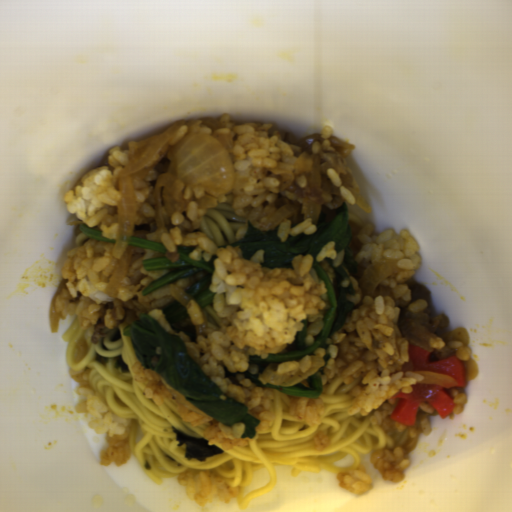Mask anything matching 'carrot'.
<instances>
[{"mask_svg":"<svg viewBox=\"0 0 512 512\" xmlns=\"http://www.w3.org/2000/svg\"><path fill=\"white\" fill-rule=\"evenodd\" d=\"M411 388L412 393L399 391L393 397L398 398V403L391 418L402 425L414 426L422 402H428L442 418L451 414L457 404L442 386L418 382L411 385Z\"/></svg>","mask_w":512,"mask_h":512,"instance_id":"1","label":"carrot"},{"mask_svg":"<svg viewBox=\"0 0 512 512\" xmlns=\"http://www.w3.org/2000/svg\"><path fill=\"white\" fill-rule=\"evenodd\" d=\"M409 359L413 365L414 371H431L451 376L456 385L460 388L466 386L467 378L465 373L464 360H460L456 354L437 361H429L430 352L417 345L410 343L408 350Z\"/></svg>","mask_w":512,"mask_h":512,"instance_id":"2","label":"carrot"}]
</instances>
